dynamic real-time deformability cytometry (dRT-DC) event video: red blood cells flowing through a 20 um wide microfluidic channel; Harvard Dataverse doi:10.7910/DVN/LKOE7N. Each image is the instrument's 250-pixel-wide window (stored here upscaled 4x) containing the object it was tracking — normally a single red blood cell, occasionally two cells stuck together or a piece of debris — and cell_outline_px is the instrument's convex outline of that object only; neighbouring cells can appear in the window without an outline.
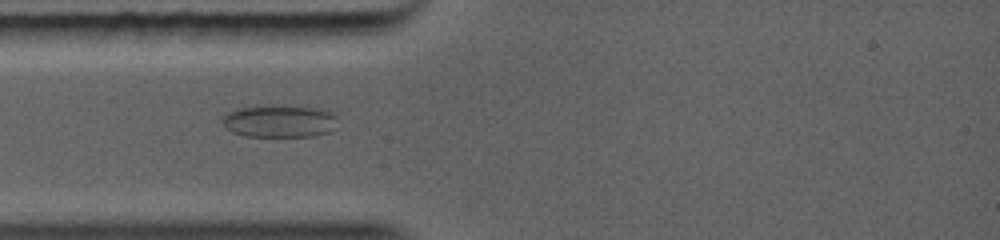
{"species": "common noctule bat (a hibernating species)", "species_latin": "Nyctalus noctula", "temperature_condition": "warm", "stored_images_in_passage": 3, "camera_frame_rate_fps": 5000, "um_per_image_px": 0.085, "animal": {"sex": "female", "body_mass_g": 19.0, "forearm_length_mm": 56.7}, "frame": {"image": 1, "passage_image": 1, "time_ms": 0.0, "image_size_px": [1000, 240], "cell_outline_px": [[336, 116], [332, 128], [328, 132], [312, 136], [244, 136], [232, 132], [224, 124], [224, 116], [228, 112], [240, 108], [272, 104], [284, 104], [320, 108], [332, 112]], "centroid_in_image_um": [23.76, 10.27], "position_along_channel_um": 61.2, "area_um2": 21.85}}
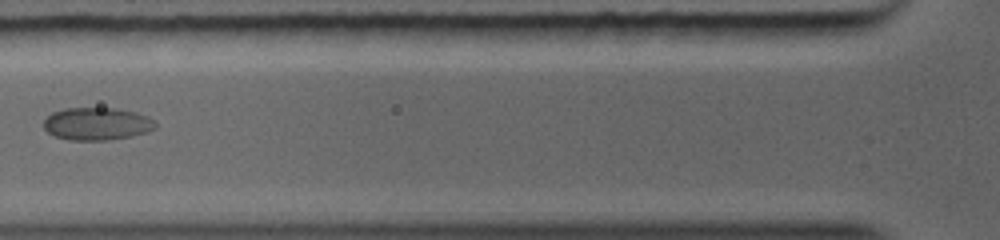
{"frame": {"image": 2, "passage_image": 3, "time_ms": 1.2, "image_size_px": [1000, 240], "cell_outline_px": [[156, 128], [148, 132], [108, 140], [68, 140], [56, 136], [48, 132], [44, 128], [44, 120], [52, 112], [64, 108], [112, 108], [132, 112], [144, 116], [152, 120], [156, 124]], "centroid_in_image_um": [8.19, 10.53], "position_along_channel_um": 117.6, "area_um2": 20.92}}